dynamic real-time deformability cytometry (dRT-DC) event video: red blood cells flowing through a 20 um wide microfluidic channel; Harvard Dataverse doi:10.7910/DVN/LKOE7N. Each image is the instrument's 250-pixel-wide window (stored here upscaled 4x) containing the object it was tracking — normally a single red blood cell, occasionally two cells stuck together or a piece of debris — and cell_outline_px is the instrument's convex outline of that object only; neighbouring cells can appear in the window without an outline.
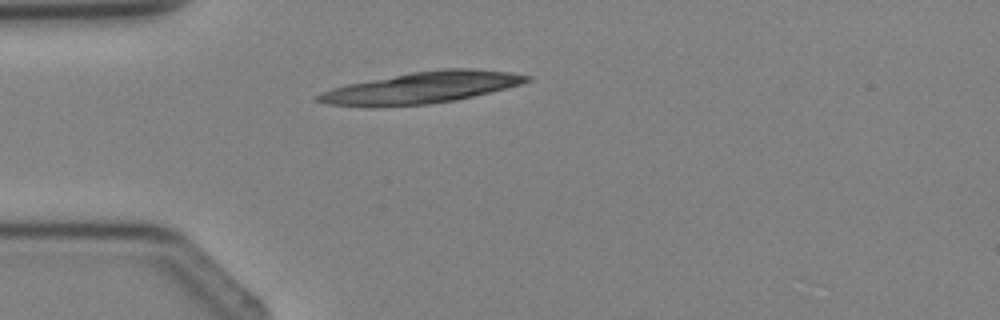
{"species": "Egyptian fruit bat (a non-hibernating species)", "species_latin": "Rousettus aegyptiacus", "temperature_condition": "cold", "stored_images_in_passage": 2, "camera_frame_rate_fps": 3000, "um_per_image_px": 0.085, "animal": {"sex": "female"}, "frame": {"image": 1, "passage_image": 2, "time_ms": 1.333, "image_size_px": [1000, 320], "cell_outline_px": [[532, 80], [524, 84], [456, 100], [428, 104], [376, 108], [364, 108], [328, 104], [312, 100], [312, 96], [320, 92], [332, 88], [348, 84], [412, 72], [444, 68], [472, 68], [512, 72], [532, 76]], "centroid_in_image_um": [35.79, 7.47], "position_along_channel_um": 49.2, "area_um2": 39.02}}